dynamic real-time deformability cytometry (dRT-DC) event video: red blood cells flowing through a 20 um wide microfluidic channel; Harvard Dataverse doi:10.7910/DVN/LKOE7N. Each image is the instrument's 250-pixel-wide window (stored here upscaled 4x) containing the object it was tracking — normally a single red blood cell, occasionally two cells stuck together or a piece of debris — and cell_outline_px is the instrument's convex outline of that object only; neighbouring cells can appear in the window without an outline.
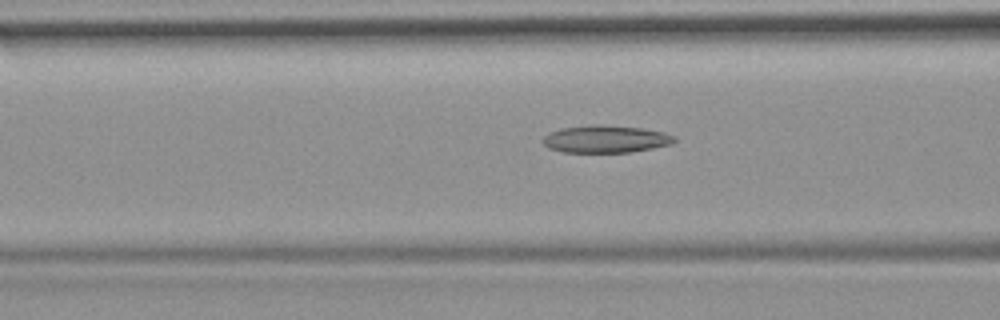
{"species": "common noctule bat (a hibernating species)", "species_latin": "Nyctalus noctula", "temperature_condition": "room temperature", "stored_images_in_passage": 32, "camera_frame_rate_fps": 3000, "um_per_image_px": 0.085, "animal": {"sex": "female", "body_mass_g": 19.9}, "frame": {"image": 1, "passage_image": 10, "time_ms": 3.0, "image_size_px": [1000, 320], "cell_outline_px": [[676, 140], [672, 144], [632, 152], [564, 152], [548, 148], [540, 140], [548, 132], [560, 128], [588, 124], [600, 124], [640, 128], [664, 132], [676, 136]], "centroid_in_image_um": [51.45, 11.81], "position_along_channel_um": 115.2, "area_um2": 21.27}}
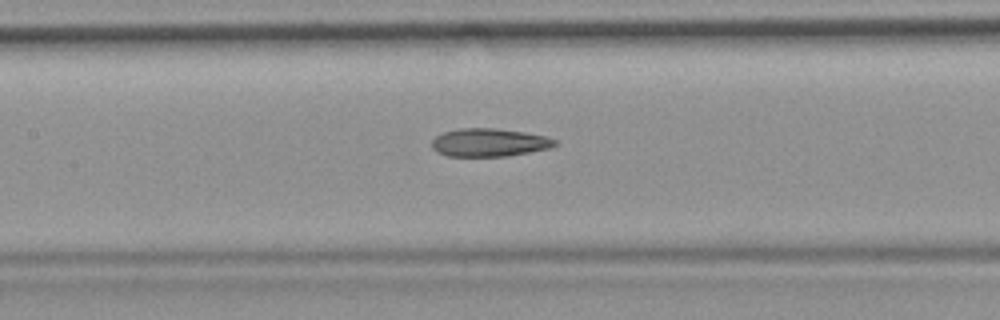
{"frame": {"image": 2, "passage_image": 14, "time_ms": 4.333, "image_size_px": [1000, 320], "cell_outline_px": [[556, 144], [548, 148], [508, 156], [448, 156], [432, 148], [432, 140], [436, 136], [444, 132], [460, 128], [496, 128], [524, 132], [544, 136], [556, 140]], "centroid_in_image_um": [41.56, 12.1], "position_along_channel_um": 165.8, "area_um2": 19.88}}